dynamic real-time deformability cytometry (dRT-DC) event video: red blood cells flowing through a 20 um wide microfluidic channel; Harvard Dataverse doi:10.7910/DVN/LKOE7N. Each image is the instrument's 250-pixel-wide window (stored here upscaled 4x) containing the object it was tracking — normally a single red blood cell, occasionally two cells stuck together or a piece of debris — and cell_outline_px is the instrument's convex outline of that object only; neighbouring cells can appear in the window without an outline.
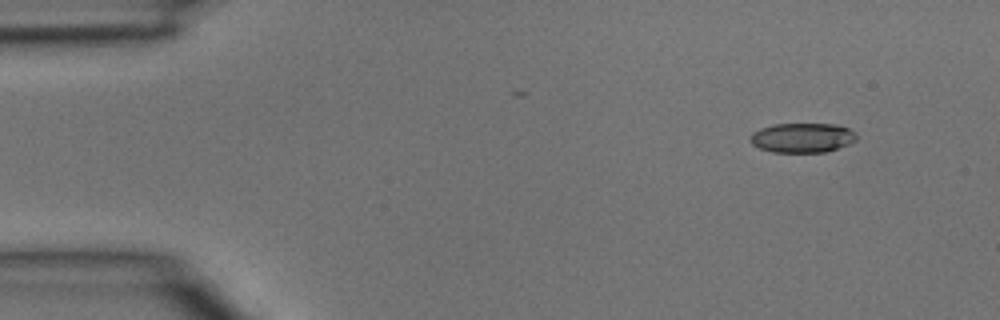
{"species": "common noctule bat (a hibernating species)", "species_latin": "Nyctalus noctula", "temperature_condition": "room temperature", "stored_images_in_passage": 2, "camera_frame_rate_fps": 3000, "um_per_image_px": 0.085, "animal": {"sex": "male", "body_mass_g": 15.6}, "frame": {"image": 1, "passage_image": 2, "time_ms": 0.333, "image_size_px": [1000, 320], "cell_outline_px": [[856, 140], [848, 144], [824, 152], [772, 152], [760, 148], [752, 144], [752, 132], [760, 128], [776, 124], [836, 124], [848, 128], [856, 132]], "centroid_in_image_um": [68.21, 11.7], "position_along_channel_um": 16.8, "area_um2": 18.15}}